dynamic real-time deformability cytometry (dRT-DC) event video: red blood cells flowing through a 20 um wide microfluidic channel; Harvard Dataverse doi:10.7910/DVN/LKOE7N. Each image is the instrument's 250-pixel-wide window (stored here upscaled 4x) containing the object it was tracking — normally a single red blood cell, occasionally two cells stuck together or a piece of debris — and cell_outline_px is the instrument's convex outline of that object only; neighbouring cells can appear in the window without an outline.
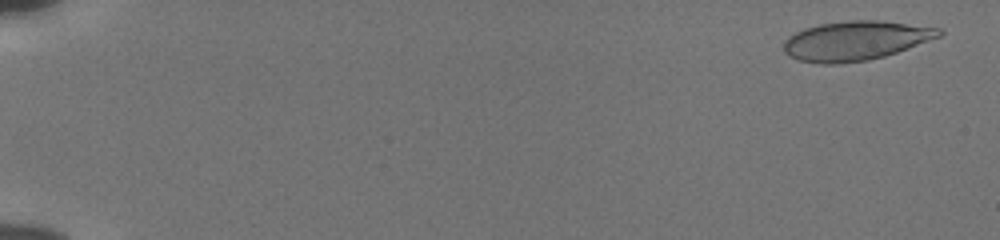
{"species": "human", "species_latin": "Homo sapiens", "temperature_condition": "cold", "stored_images_in_passage": 55, "camera_frame_rate_fps": 3000, "um_per_image_px": 0.085, "donor": {"sex": "male"}, "frame": {"image": 1, "passage_image": 3, "time_ms": 0.667, "image_size_px": [1000, 240], "cell_outline_px": [[944, 32], [940, 36], [896, 52], [884, 56], [868, 60], [836, 64], [820, 64], [800, 60], [788, 56], [784, 52], [784, 40], [788, 36], [804, 28], [820, 24], [848, 20], [880, 20], [940, 28]], "centroid_in_image_um": [72.68, 3.45], "position_along_channel_um": 12.3, "area_um2": 35.49}}
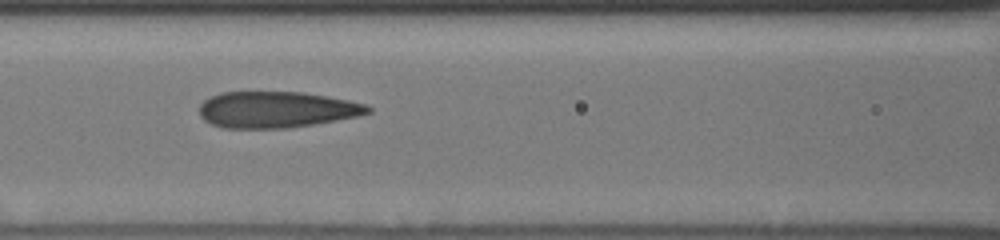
{"frame": {"image": 2, "passage_image": 27, "time_ms": 8.667, "image_size_px": [1000, 240], "cell_outline_px": [[372, 112], [356, 116], [316, 124], [288, 128], [224, 128], [212, 124], [204, 120], [200, 116], [200, 104], [204, 100], [220, 92], [304, 92], [328, 96], [368, 104], [372, 108]], "centroid_in_image_um": [23.52, 9.31], "position_along_channel_um": 143.1, "area_um2": 35.78}}
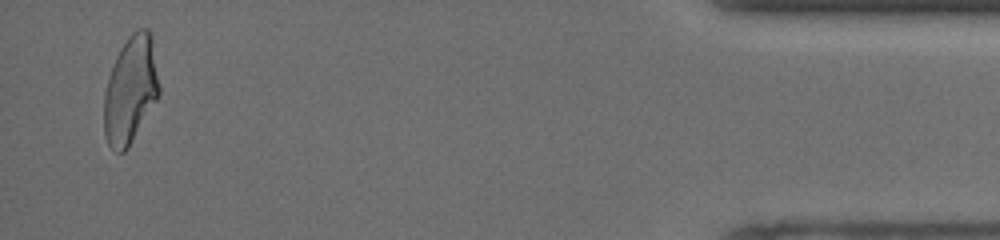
{"frame": {"image": 3, "passage_image": 54, "time_ms": 17.667, "image_size_px": [1000, 240], "cell_outline_px": [[160, 92], [156, 100], [128, 148], [124, 152], [116, 152], [108, 144], [104, 132], [104, 92], [108, 76], [116, 56], [120, 48], [128, 36], [136, 28], [148, 28], [152, 36], [160, 88]], "centroid_in_image_um": [11.09, 7.61], "position_along_channel_um": 424.1, "area_um2": 34.56}, "authors_computed_cell_mechanics": {"area_um2": 35.6626, "velocity_mm_per_s": 3.8589, "shape_relaxation_time_tau1_ms": 4.312, "shape_relaxation_time_tau2_ms": 1.3061, "deformation_change_tau1": 0.1685, "deformation_change_tau2": 0.1002}}